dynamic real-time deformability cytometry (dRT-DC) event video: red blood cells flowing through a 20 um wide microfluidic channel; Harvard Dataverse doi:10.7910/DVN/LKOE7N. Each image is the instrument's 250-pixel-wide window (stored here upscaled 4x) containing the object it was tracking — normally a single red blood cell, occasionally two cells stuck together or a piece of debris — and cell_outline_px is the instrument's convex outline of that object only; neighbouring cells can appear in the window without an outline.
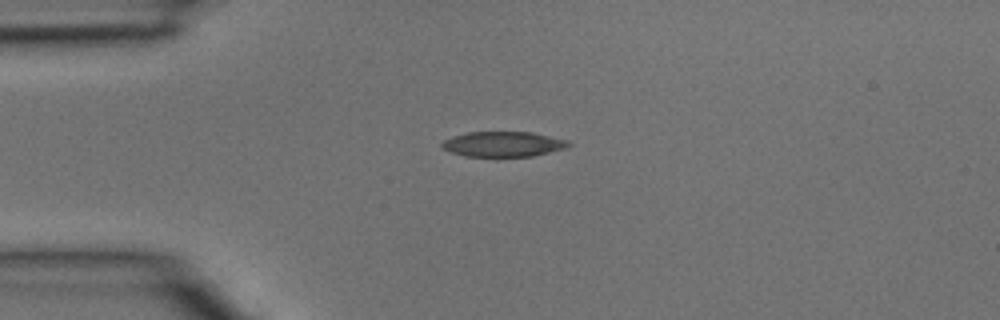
{"species": "common noctule bat (a hibernating species)", "species_latin": "Nyctalus noctula", "temperature_condition": "room temperature", "stored_images_in_passage": 31, "camera_frame_rate_fps": 3000, "um_per_image_px": 0.085, "animal": {"sex": "male", "body_mass_g": 15.6}, "frame": {"image": 1, "passage_image": 1, "time_ms": 0.0, "image_size_px": [1000, 320], "cell_outline_px": [[572, 144], [568, 148], [532, 156], [464, 156], [452, 152], [444, 148], [440, 144], [444, 140], [452, 136], [468, 132], [532, 132], [568, 140]], "centroid_in_image_um": [42.81, 12.24], "position_along_channel_um": 42.2, "area_um2": 18.55}}
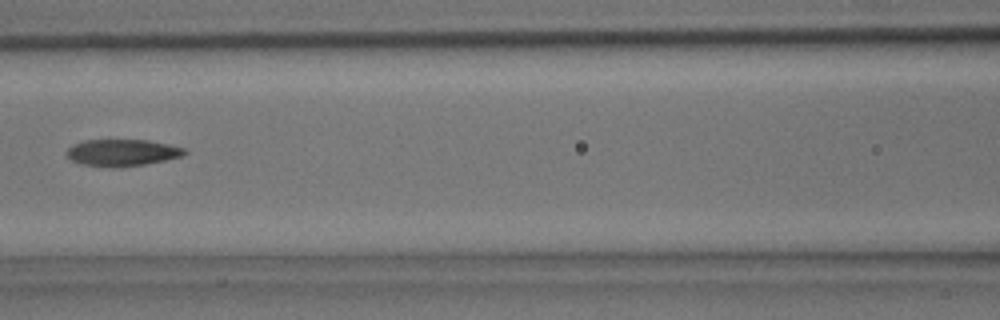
{"frame": {"image": 2, "passage_image": 9, "time_ms": 2.667, "image_size_px": [1000, 320], "cell_outline_px": [[188, 152], [180, 156], [164, 160], [144, 164], [116, 168], [112, 168], [80, 164], [72, 160], [68, 156], [68, 148], [84, 140], [148, 140], [168, 144], [184, 148]], "centroid_in_image_um": [10.39, 12.98], "position_along_channel_um": 156.2, "area_um2": 18.21}}
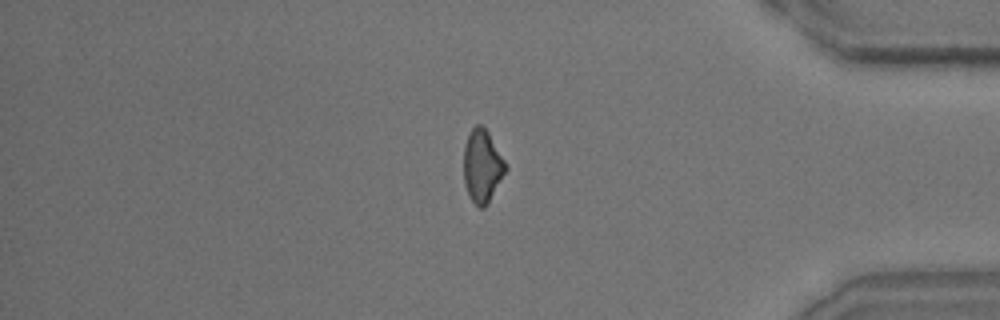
{"frame": {"image": 3, "passage_image": 25, "time_ms": 8.0, "image_size_px": [1000, 320], "cell_outline_px": [[508, 168], [488, 204], [484, 208], [480, 208], [468, 196], [464, 184], [464, 148], [468, 136], [472, 128], [476, 124], [480, 124], [488, 132], [504, 160]], "centroid_in_image_um": [40.99, 14.15], "position_along_channel_um": 394.2, "area_um2": 17.69}}